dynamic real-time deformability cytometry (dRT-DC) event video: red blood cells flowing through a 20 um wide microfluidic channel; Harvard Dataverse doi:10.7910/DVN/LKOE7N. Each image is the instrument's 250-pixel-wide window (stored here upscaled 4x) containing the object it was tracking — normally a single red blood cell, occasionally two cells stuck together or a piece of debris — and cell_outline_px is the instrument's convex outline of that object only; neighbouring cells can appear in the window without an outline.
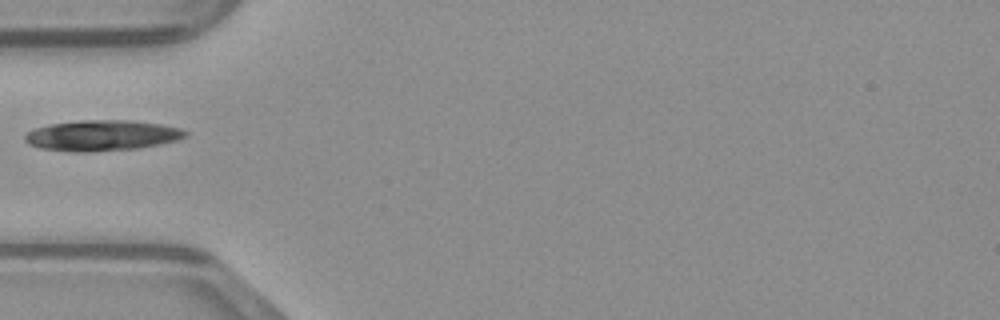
{"species": "common noctule bat (a hibernating species)", "species_latin": "Nyctalus noctula", "temperature_condition": "warm", "stored_images_in_passage": 20, "camera_frame_rate_fps": 3000, "um_per_image_px": 0.085, "animal": {"sex": "male", "body_mass_g": 23.1, "forearm_length_mm": 52.7}, "frame": {"image": 1, "passage_image": 1, "time_ms": 0.0, "image_size_px": [1000, 320], "cell_outline_px": [[188, 132], [184, 136], [176, 140], [160, 144], [140, 148], [92, 152], [68, 152], [40, 148], [28, 144], [24, 140], [24, 136], [28, 132], [36, 128], [52, 124], [80, 120], [132, 120], [160, 124], [180, 128]], "centroid_in_image_um": [8.64, 11.52], "position_along_channel_um": 76.4, "area_um2": 28.73}}
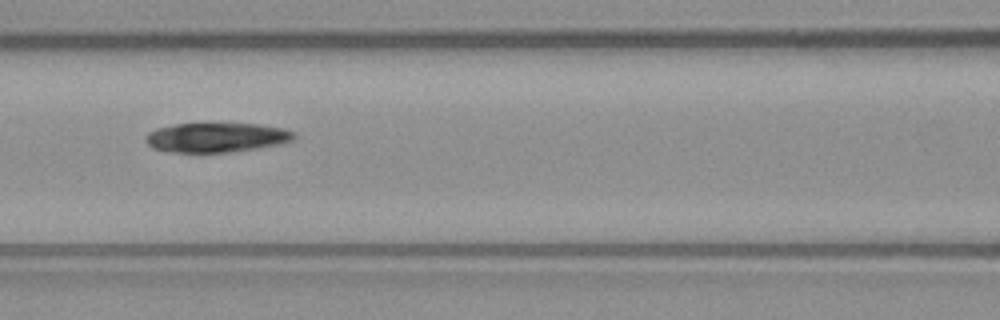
{"frame": {"image": 2, "passage_image": 6, "time_ms": 1.667, "image_size_px": [1000, 320], "cell_outline_px": [[296, 136], [292, 140], [276, 144], [256, 148], [228, 152], [172, 152], [152, 148], [144, 140], [148, 132], [156, 128], [176, 124], [260, 124], [284, 128], [292, 132]], "centroid_in_image_um": [18.35, 11.68], "position_along_channel_um": 148.2, "area_um2": 25.2}}
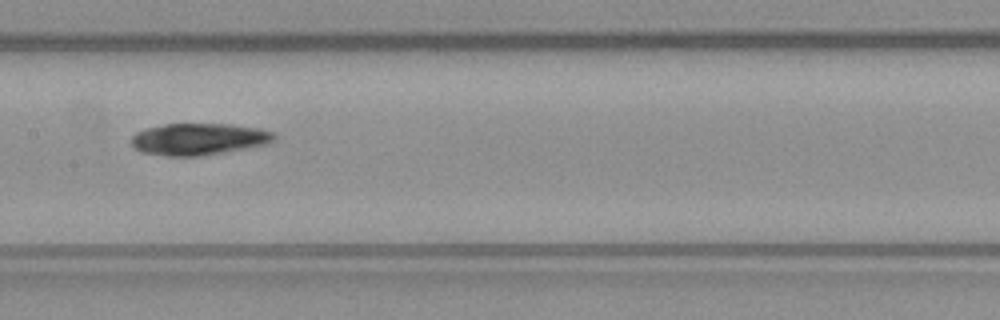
{"frame": {"image": 3, "passage_image": 9, "time_ms": 2.667, "image_size_px": [1000, 320], "cell_outline_px": [[276, 140], [264, 144], [224, 152], [200, 156], [168, 156], [140, 152], [132, 144], [132, 136], [136, 132], [144, 128], [164, 124], [232, 124], [260, 128], [272, 132], [276, 136]], "centroid_in_image_um": [16.87, 11.81], "position_along_channel_um": 190.5, "area_um2": 26.41}}